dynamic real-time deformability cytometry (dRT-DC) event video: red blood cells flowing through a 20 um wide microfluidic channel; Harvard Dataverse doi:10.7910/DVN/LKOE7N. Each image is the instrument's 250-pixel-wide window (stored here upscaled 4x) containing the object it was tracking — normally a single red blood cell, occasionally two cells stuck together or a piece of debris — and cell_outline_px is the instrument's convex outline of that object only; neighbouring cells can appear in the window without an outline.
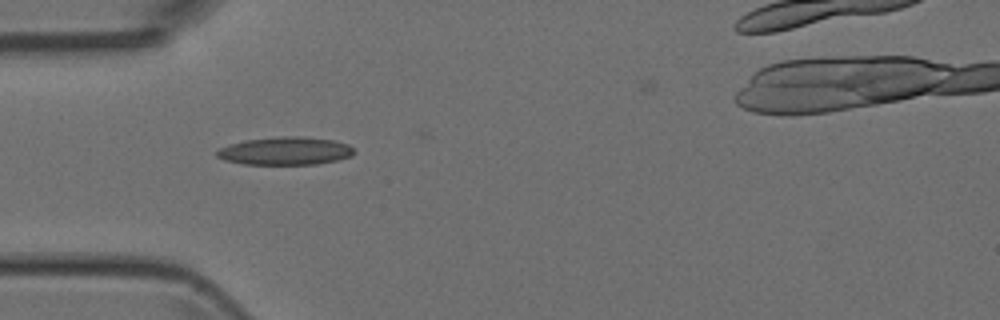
{"species": "Egyptian fruit bat (a non-hibernating species)", "species_latin": "Rousettus aegyptiacus", "temperature_condition": "room temperature", "stored_images_in_passage": 36, "camera_frame_rate_fps": 3000, "um_per_image_px": 0.085, "animal": {"sex": "female"}, "frame": {"image": 1, "passage_image": 1, "time_ms": 0.0, "image_size_px": [1000, 320], "cell_outline_px": [[356, 152], [352, 156], [336, 160], [316, 164], [244, 164], [224, 160], [216, 156], [216, 152], [220, 148], [244, 140], [284, 136], [300, 136], [332, 140], [348, 144]], "centroid_in_image_um": [24.26, 12.83], "position_along_channel_um": 60.7, "area_um2": 22.2}}
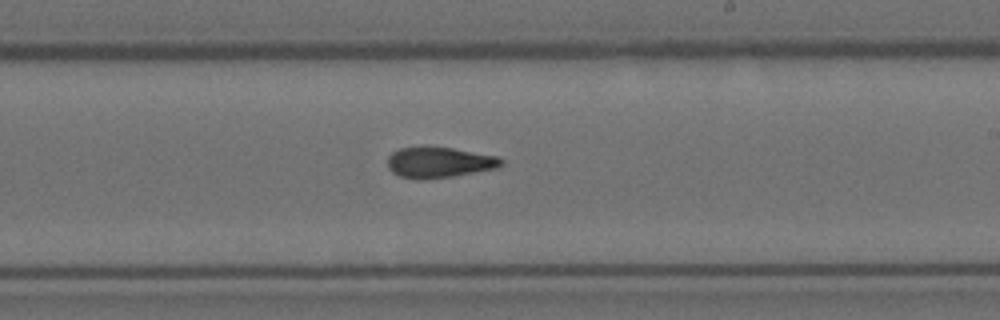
{"frame": {"image": 2, "passage_image": 15, "time_ms": 4.667, "image_size_px": [1000, 320], "cell_outline_px": [[504, 164], [496, 168], [452, 176], [416, 180], [400, 176], [392, 172], [388, 168], [388, 156], [392, 152], [400, 148], [452, 148], [496, 156], [504, 160]], "centroid_in_image_um": [37.32, 13.82], "position_along_channel_um": 251.7, "area_um2": 19.94}}
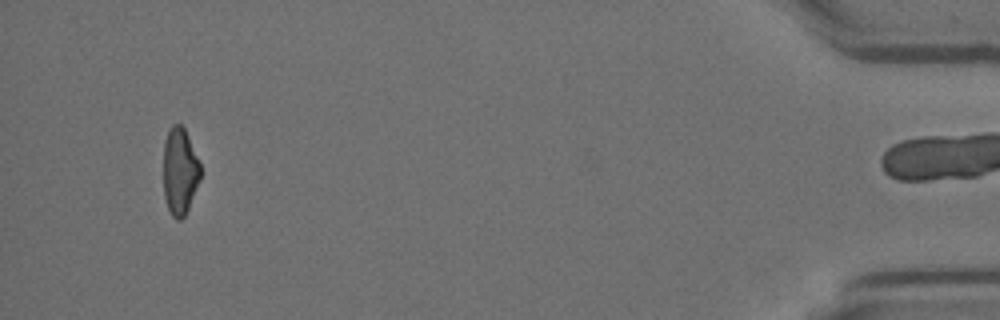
{"frame": {"image": 3, "passage_image": 33, "time_ms": 10.667, "image_size_px": [1000, 320], "cell_outline_px": [[200, 180], [188, 208], [184, 216], [180, 220], [176, 220], [172, 216], [168, 208], [164, 196], [164, 140], [168, 128], [172, 124], [180, 124], [184, 128], [200, 160]], "centroid_in_image_um": [15.28, 14.52], "position_along_channel_um": 419.9, "area_um2": 18.9}}